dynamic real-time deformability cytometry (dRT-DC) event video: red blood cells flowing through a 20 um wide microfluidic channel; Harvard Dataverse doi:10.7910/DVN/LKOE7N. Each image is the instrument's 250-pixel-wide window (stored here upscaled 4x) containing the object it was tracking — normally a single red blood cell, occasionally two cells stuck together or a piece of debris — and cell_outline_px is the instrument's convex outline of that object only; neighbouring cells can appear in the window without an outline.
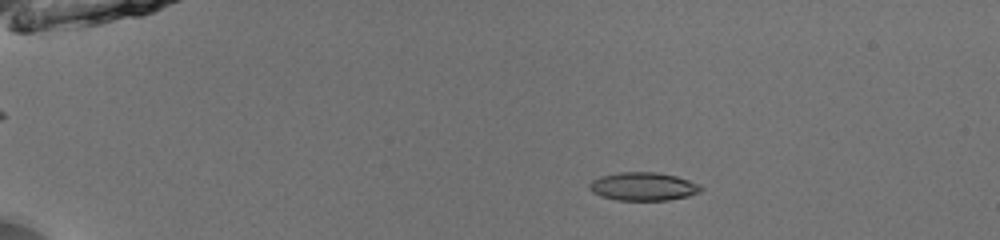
{"species": "common noctule bat (a hibernating species)", "species_latin": "Nyctalus noctula", "temperature_condition": "room temperature", "stored_images_in_passage": 49, "camera_frame_rate_fps": 3000, "um_per_image_px": 0.085, "animal": {"sex": "male", "body_mass_g": 13.0, "forearm_length_mm": 53.1}, "frame": {"image": 1, "passage_image": 7, "time_ms": 2.0, "image_size_px": [1000, 240], "cell_outline_px": [[704, 188], [700, 192], [688, 196], [668, 200], [616, 200], [600, 196], [592, 192], [588, 188], [588, 184], [592, 180], [600, 176], [620, 172], [656, 172], [676, 176], [700, 184]], "centroid_in_image_um": [54.66, 15.85], "position_along_channel_um": 30.3, "area_um2": 18.5}}
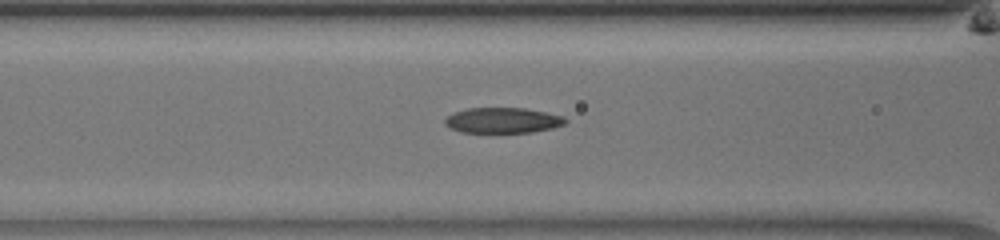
{"frame": {"image": 2, "passage_image": 20, "time_ms": 6.333, "image_size_px": [1000, 240], "cell_outline_px": [[568, 120], [564, 124], [552, 128], [532, 132], [460, 132], [444, 124], [444, 120], [452, 112], [468, 108], [524, 108], [564, 116]], "centroid_in_image_um": [42.72, 10.22], "position_along_channel_um": 123.9, "area_um2": 17.8}}
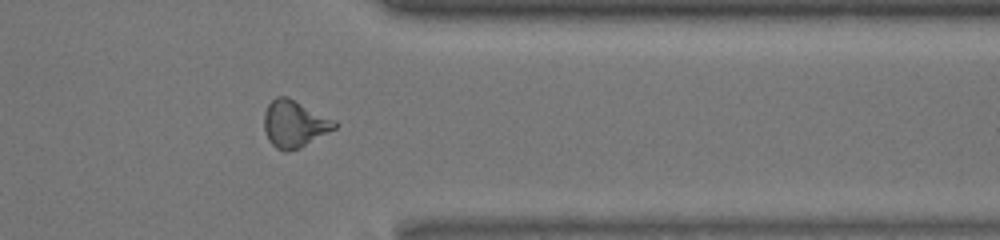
{"frame": {"image": 3, "passage_image": 40, "time_ms": 13.0, "image_size_px": [1000, 240], "cell_outline_px": [[340, 124], [336, 128], [300, 148], [284, 152], [276, 148], [268, 140], [264, 132], [264, 112], [268, 104], [276, 96], [288, 96], [336, 120]], "centroid_in_image_um": [25.03, 10.52], "position_along_channel_um": 386.4, "area_um2": 19.59}, "authors_computed_cell_mechanics": {"area_um2": 18.3804, "velocity_mm_per_s": 3.9726, "shape_relaxation_time_tau1_ms": 5.1987, "shape_relaxation_time_tau2_ms": 2.6272, "deformation_change_tau1": 0.1848, "deformation_change_tau2": 0.1023}}